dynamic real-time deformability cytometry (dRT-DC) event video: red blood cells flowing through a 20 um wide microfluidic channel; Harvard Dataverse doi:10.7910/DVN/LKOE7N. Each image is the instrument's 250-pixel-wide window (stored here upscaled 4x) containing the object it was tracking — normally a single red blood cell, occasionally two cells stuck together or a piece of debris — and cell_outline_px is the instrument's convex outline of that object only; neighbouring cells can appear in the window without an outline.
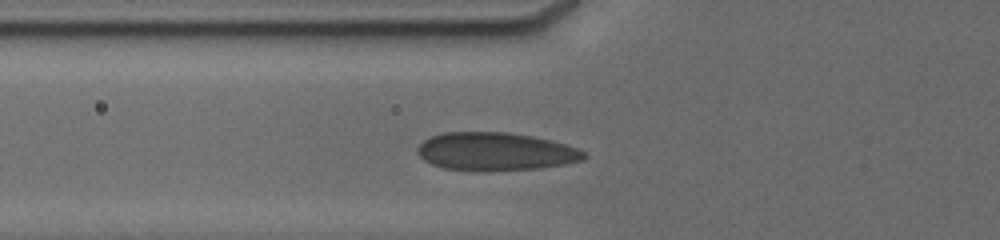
{"species": "human", "species_latin": "Homo sapiens", "temperature_condition": "cold", "stored_images_in_passage": 4, "camera_frame_rate_fps": 3000, "um_per_image_px": 0.085, "donor": {"sex": "male"}, "frame": {"image": 1, "passage_image": 4, "time_ms": 3.0, "image_size_px": [1000, 240], "cell_outline_px": [[588, 156], [584, 160], [564, 164], [540, 168], [488, 172], [476, 172], [444, 168], [432, 164], [424, 160], [416, 152], [416, 148], [424, 140], [432, 136], [444, 132], [504, 132], [532, 136], [564, 144], [576, 148], [584, 152]], "centroid_in_image_um": [42.09, 12.9], "position_along_channel_um": 83.7, "area_um2": 37.22}}